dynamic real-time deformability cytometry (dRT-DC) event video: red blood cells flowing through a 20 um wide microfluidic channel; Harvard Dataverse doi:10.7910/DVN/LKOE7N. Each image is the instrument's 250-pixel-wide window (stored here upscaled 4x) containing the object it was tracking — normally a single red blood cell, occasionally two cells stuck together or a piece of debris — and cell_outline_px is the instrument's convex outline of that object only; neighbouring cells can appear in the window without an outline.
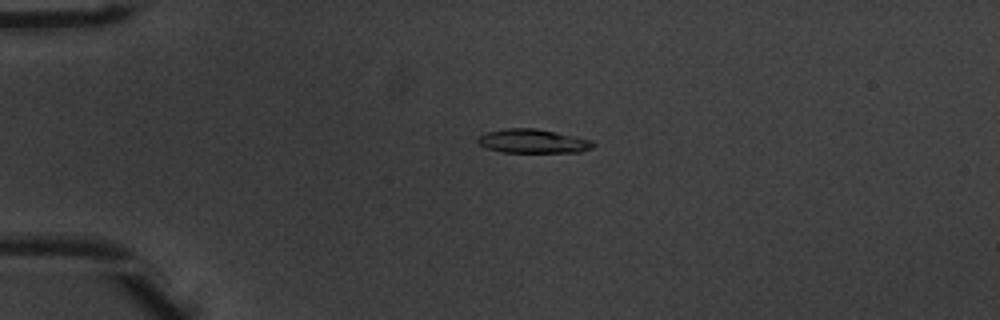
{"species": "common noctule bat (a hibernating species)", "species_latin": "Nyctalus noctula", "temperature_condition": "warm", "stored_images_in_passage": 52, "camera_frame_rate_fps": 3000, "um_per_image_px": 0.085, "animal": {"sex": "male", "body_mass_g": 20.1, "forearm_length_mm": 53.5}, "frame": {"image": 1, "passage_image": 13, "time_ms": 4.0, "image_size_px": [1000, 320], "cell_outline_px": [[596, 144], [592, 148], [580, 152], [500, 152], [488, 148], [480, 144], [476, 140], [480, 136], [488, 132], [508, 128], [536, 128], [556, 132], [592, 140]], "centroid_in_image_um": [45.33, 12.0], "position_along_channel_um": 39.7, "area_um2": 15.95}}
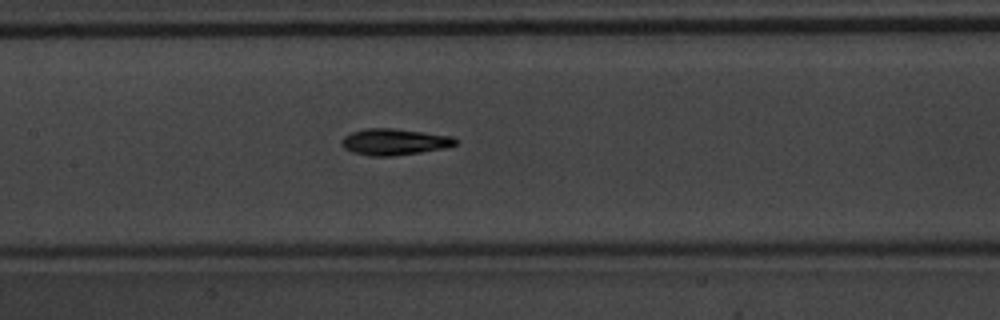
{"frame": {"image": 2, "passage_image": 26, "time_ms": 8.333, "image_size_px": [1000, 320], "cell_outline_px": [[456, 144], [448, 148], [392, 156], [368, 156], [352, 152], [344, 148], [340, 144], [340, 140], [344, 136], [352, 132], [364, 128], [392, 128], [424, 132], [452, 136], [456, 140]], "centroid_in_image_um": [33.48, 12.06], "position_along_channel_um": 173.9, "area_um2": 17.63}}
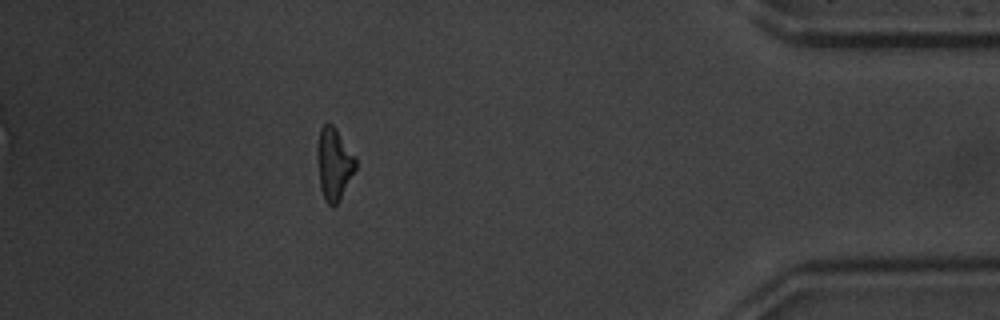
{"frame": {"image": 3, "passage_image": 47, "time_ms": 15.333, "image_size_px": [1000, 320], "cell_outline_px": [[356, 168], [340, 200], [332, 208], [324, 200], [320, 188], [316, 156], [316, 148], [320, 128], [324, 124], [332, 124], [336, 128], [356, 156]], "centroid_in_image_um": [28.37, 13.93], "position_along_channel_um": 406.8, "area_um2": 16.47}, "authors_computed_cell_mechanics": {"area_um2": 16.473, "velocity_mm_per_s": 3.9381, "shape_relaxation_time_tau1_ms": 3.0814, "shape_relaxation_time_tau2_ms": 2.1313, "deformation_change_tau1": 0.1506, "deformation_change_tau2": 0.0915}}